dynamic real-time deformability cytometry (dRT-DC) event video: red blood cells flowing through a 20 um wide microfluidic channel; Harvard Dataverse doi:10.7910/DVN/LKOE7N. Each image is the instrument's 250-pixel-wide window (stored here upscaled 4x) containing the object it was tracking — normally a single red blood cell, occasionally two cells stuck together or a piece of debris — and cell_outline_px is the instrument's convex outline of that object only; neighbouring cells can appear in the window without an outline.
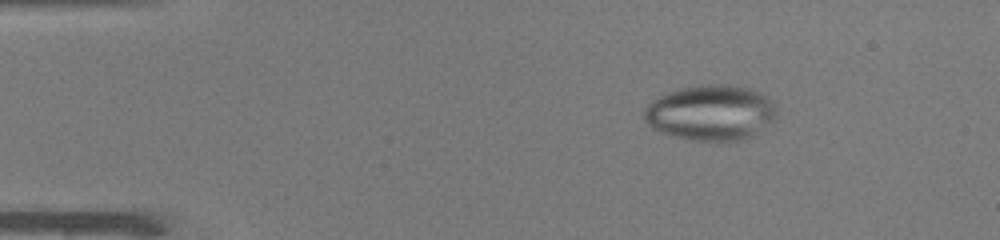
{"species": "common noctule bat (a hibernating species)", "species_latin": "Nyctalus noctula", "temperature_condition": "warm", "stored_images_in_passage": 40, "camera_frame_rate_fps": 3000, "um_per_image_px": 0.085, "animal": {"sex": "male", "body_mass_g": 19.0, "forearm_length_mm": 50.8}, "frame": {"image": 1, "passage_image": 8, "time_ms": 2.333, "image_size_px": [1000, 240], "cell_outline_px": [[776, 116], [760, 132], [752, 136], [740, 140], [688, 140], [660, 132], [652, 128], [644, 120], [644, 108], [652, 100], [668, 92], [680, 88], [696, 84], [724, 84], [748, 88], [760, 92], [768, 96], [776, 104]], "centroid_in_image_um": [60.42, 9.56], "position_along_channel_um": 24.6, "area_um2": 43.06}}